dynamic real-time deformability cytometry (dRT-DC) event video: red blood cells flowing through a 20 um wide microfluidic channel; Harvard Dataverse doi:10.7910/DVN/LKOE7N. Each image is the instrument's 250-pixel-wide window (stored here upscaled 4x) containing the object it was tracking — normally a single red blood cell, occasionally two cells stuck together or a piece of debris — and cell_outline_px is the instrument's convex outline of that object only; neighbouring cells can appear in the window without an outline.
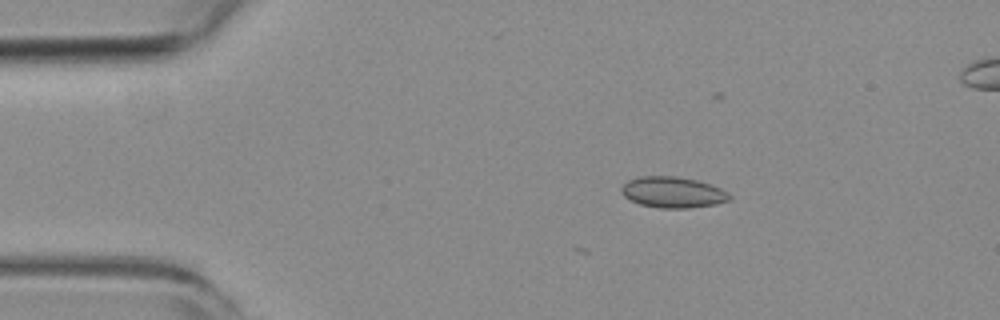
{"species": "common noctule bat (a hibernating species)", "species_latin": "Nyctalus noctula", "temperature_condition": "room temperature", "stored_images_in_passage": 11, "camera_frame_rate_fps": 3000, "um_per_image_px": 0.085, "animal": {"sex": "female", "body_mass_g": 19.3, "forearm_length_mm": 54.1}, "frame": {"image": 1, "passage_image": 9, "time_ms": 2.667, "image_size_px": [1000, 320], "cell_outline_px": [[732, 200], [716, 204], [688, 208], [660, 208], [640, 204], [624, 196], [620, 192], [620, 188], [628, 180], [640, 176], [676, 176], [696, 180], [720, 188], [728, 192], [732, 196]], "centroid_in_image_um": [57.2, 16.34], "position_along_channel_um": 27.8, "area_um2": 19.54}}